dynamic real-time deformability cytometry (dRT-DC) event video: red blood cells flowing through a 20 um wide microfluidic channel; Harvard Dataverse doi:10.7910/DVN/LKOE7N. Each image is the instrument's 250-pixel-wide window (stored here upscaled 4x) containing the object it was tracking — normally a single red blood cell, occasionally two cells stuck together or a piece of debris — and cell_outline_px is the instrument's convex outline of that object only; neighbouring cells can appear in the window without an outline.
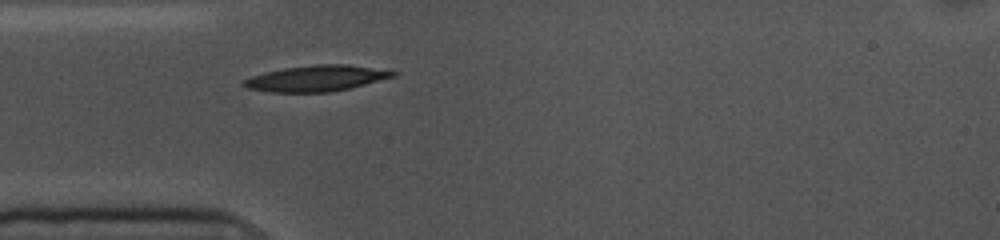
{"species": "common noctule bat (a hibernating species)", "species_latin": "Nyctalus noctula", "temperature_condition": "cold", "stored_images_in_passage": 38, "camera_frame_rate_fps": 3000, "um_per_image_px": 0.085, "animal": {"sex": "female", "body_mass_g": 10.0, "forearm_length_mm": 53.1}, "frame": {"image": 1, "passage_image": 1, "time_ms": 0.0, "image_size_px": [1000, 240], "cell_outline_px": [[396, 76], [332, 92], [272, 92], [248, 88], [240, 84], [244, 80], [252, 76], [264, 72], [284, 68], [316, 64], [348, 64], [396, 72]], "centroid_in_image_um": [26.84, 6.66], "position_along_channel_um": 58.2, "area_um2": 22.25}}
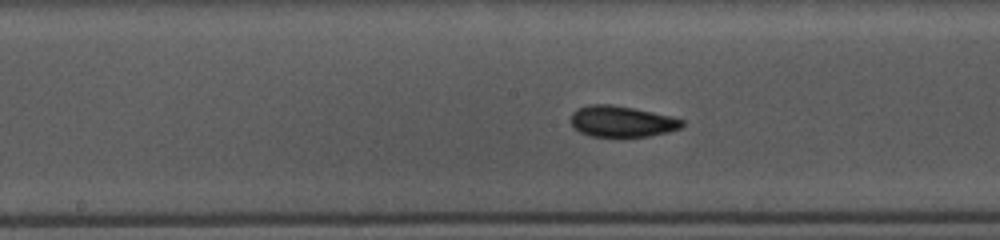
{"frame": {"image": 2, "passage_image": 9, "time_ms": 2.667, "image_size_px": [1000, 240], "cell_outline_px": [[684, 124], [680, 128], [668, 132], [648, 136], [588, 136], [580, 132], [572, 124], [572, 112], [576, 108], [588, 104], [612, 104], [672, 116], [684, 120]], "centroid_in_image_um": [52.85, 10.31], "position_along_channel_um": 195.4, "area_um2": 20.06}}
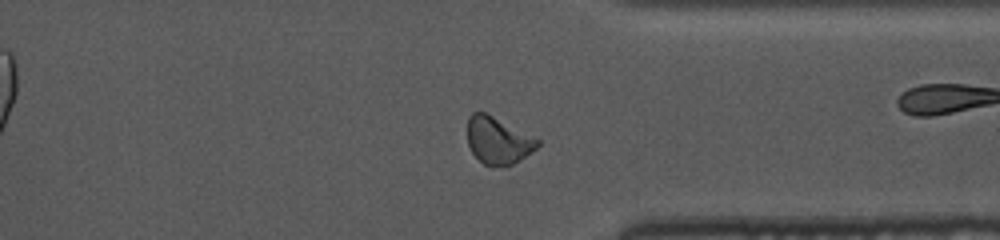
{"frame": {"image": 3, "passage_image": 24, "time_ms": 7.667, "image_size_px": [1000, 240], "cell_outline_px": [[540, 144], [536, 148], [512, 164], [504, 168], [492, 168], [484, 164], [472, 152], [468, 144], [468, 116], [472, 112], [484, 112], [540, 140]], "centroid_in_image_um": [42.3, 11.97], "position_along_channel_um": 369.1, "area_um2": 19.02}, "authors_computed_cell_mechanics": {"area_um2": 20.0277, "velocity_mm_per_s": 3.5503, "shape_relaxation_time_tau1_ms": 1.4019, "shape_relaxation_time_tau2_ms": 1.2339, "deformation_change_tau1": 0.1546, "deformation_change_tau2": 0.0792}}